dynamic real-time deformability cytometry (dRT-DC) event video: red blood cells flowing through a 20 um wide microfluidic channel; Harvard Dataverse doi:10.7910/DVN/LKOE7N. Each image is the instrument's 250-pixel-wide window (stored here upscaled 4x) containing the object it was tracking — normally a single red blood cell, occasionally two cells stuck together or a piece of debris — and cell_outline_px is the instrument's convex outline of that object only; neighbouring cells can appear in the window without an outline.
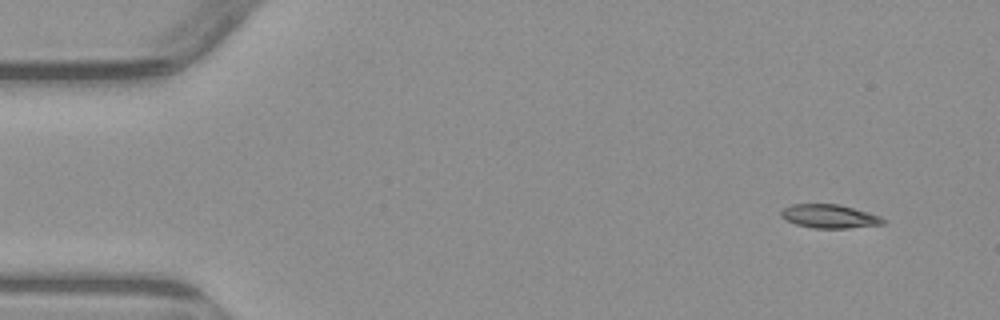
{"species": "common noctule bat (a hibernating species)", "species_latin": "Nyctalus noctula", "temperature_condition": "warm", "stored_images_in_passage": 4, "camera_frame_rate_fps": 3000, "um_per_image_px": 0.085, "animal": {"sex": "male", "body_mass_g": 23.1, "forearm_length_mm": 52.7}, "frame": {"image": 1, "passage_image": 1, "time_ms": 0.0, "image_size_px": [1000, 320], "cell_outline_px": [[888, 220], [884, 224], [848, 228], [812, 228], [796, 224], [780, 216], [780, 212], [784, 208], [792, 204], [840, 204], [880, 216]], "centroid_in_image_um": [70.53, 18.38], "position_along_channel_um": 14.5, "area_um2": 14.05}}
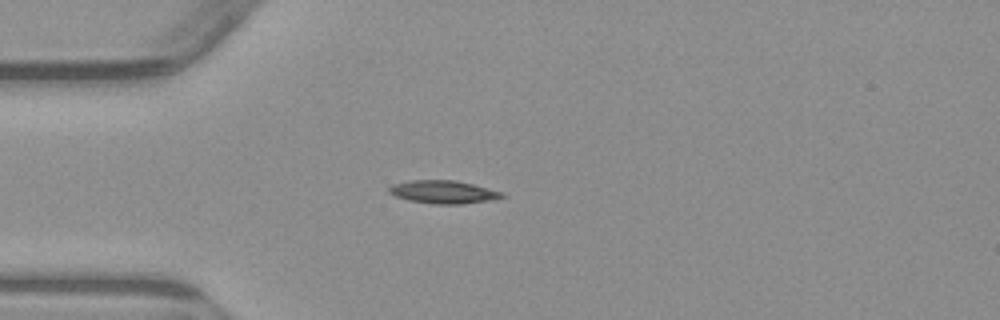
{"frame": {"image": 2, "passage_image": 4, "time_ms": 3.333, "image_size_px": [1000, 320], "cell_outline_px": [[504, 196], [488, 200], [460, 204], [432, 204], [408, 200], [396, 196], [388, 192], [388, 188], [392, 184], [408, 180], [456, 180], [504, 192]], "centroid_in_image_um": [37.63, 16.31], "position_along_channel_um": 47.4, "area_um2": 15.09}}